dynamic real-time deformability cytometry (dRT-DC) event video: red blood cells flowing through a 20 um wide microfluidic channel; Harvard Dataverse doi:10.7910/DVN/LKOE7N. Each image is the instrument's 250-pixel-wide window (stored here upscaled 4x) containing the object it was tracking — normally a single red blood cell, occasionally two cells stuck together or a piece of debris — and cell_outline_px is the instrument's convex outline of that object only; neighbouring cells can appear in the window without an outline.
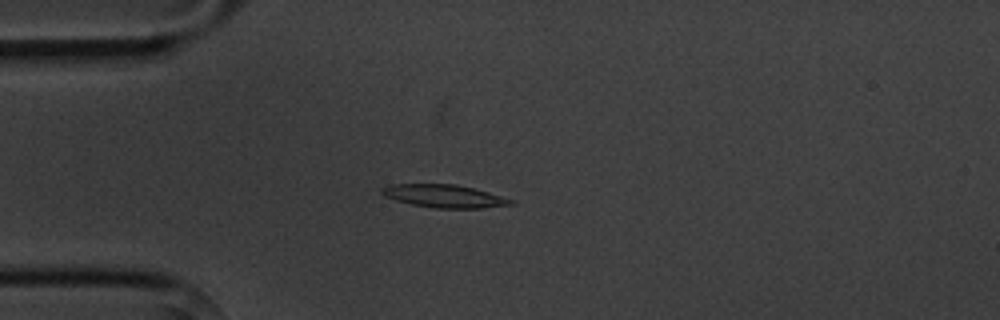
{"species": "common noctule bat (a hibernating species)", "species_latin": "Nyctalus noctula", "temperature_condition": "cold", "stored_images_in_passage": 4, "camera_frame_rate_fps": 3000, "um_per_image_px": 0.085, "animal": {"sex": "male", "body_mass_g": 20.1, "forearm_length_mm": 53.5}, "frame": {"image": 1, "passage_image": 4, "time_ms": 3.333, "image_size_px": [1000, 320], "cell_outline_px": [[516, 204], [480, 208], [436, 208], [412, 204], [396, 200], [384, 196], [380, 192], [380, 188], [388, 184], [456, 184], [488, 192], [512, 200]], "centroid_in_image_um": [37.7, 16.66], "position_along_channel_um": 47.3, "area_um2": 17.11}}